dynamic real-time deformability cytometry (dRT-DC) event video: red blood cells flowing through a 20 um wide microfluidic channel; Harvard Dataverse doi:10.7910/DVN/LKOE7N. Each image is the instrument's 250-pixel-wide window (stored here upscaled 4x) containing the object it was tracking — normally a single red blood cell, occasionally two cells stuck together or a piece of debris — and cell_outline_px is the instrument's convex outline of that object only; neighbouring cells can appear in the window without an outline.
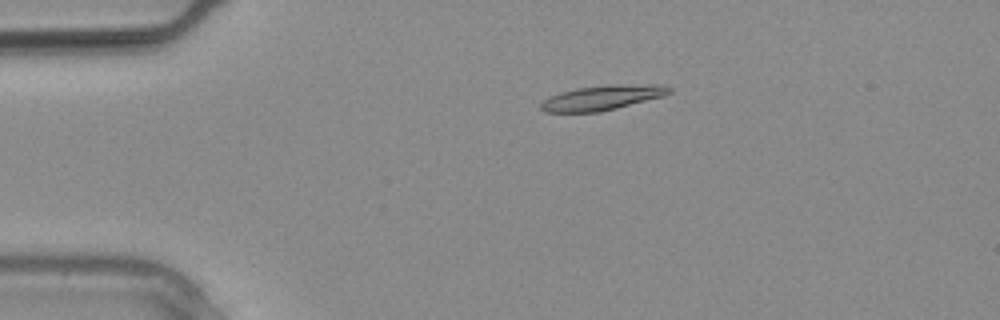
{"species": "common noctule bat (a hibernating species)", "species_latin": "Nyctalus noctula", "temperature_condition": "warm", "stored_images_in_passage": 7, "camera_frame_rate_fps": 3000, "um_per_image_px": 0.085, "animal": {"sex": "male", "body_mass_g": 20.4}, "frame": {"image": 1, "passage_image": 1, "time_ms": 0.0, "image_size_px": [1000, 320], "cell_outline_px": [[672, 92], [664, 96], [600, 112], [544, 112], [540, 108], [540, 104], [544, 100], [560, 92], [576, 88], [608, 84], [664, 84], [672, 88]], "centroid_in_image_um": [51.24, 8.29], "position_along_channel_um": 33.8, "area_um2": 18.73}}
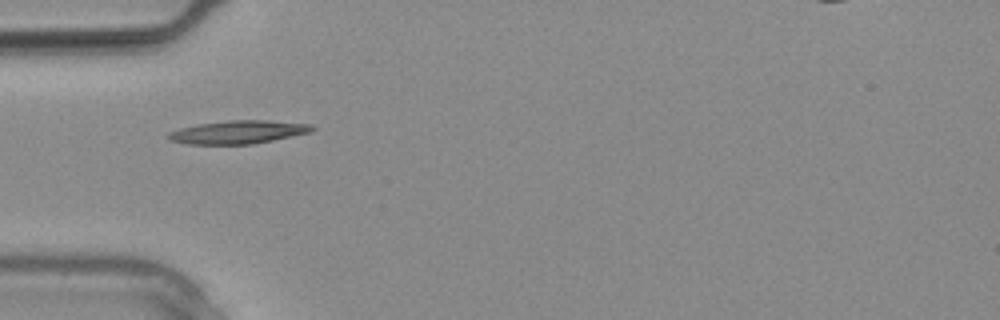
{"frame": {"image": 2, "passage_image": 4, "time_ms": 1.0, "image_size_px": [1000, 320], "cell_outline_px": [[316, 128], [312, 132], [252, 144], [188, 144], [168, 140], [168, 132], [180, 128], [200, 124], [232, 120], [268, 120], [312, 124]], "centroid_in_image_um": [20.27, 11.22], "position_along_channel_um": 64.7, "area_um2": 19.36}}